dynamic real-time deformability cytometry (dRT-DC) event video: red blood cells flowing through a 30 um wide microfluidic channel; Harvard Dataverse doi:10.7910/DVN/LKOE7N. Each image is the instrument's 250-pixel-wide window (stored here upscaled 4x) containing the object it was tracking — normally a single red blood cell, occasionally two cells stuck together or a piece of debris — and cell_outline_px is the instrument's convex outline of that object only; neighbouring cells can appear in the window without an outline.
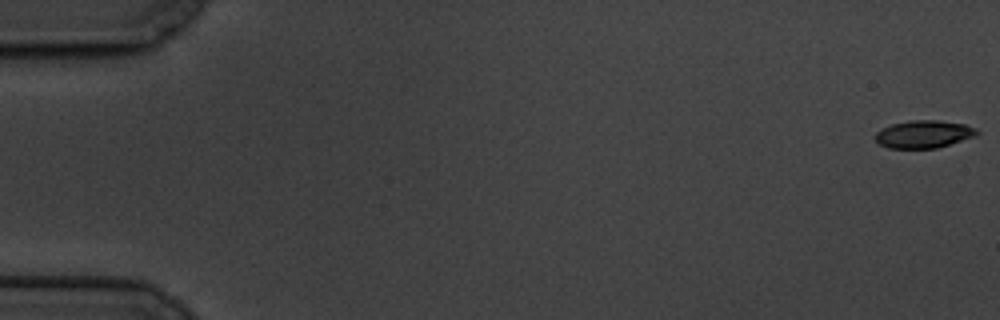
{"species": "common noctule bat (a hibernating species)", "species_latin": "Nyctalus noctula", "temperature_condition": "cold", "stored_images_in_passage": 62, "camera_frame_rate_fps": 3000, "um_per_image_px": 0.085, "animal": {"sex": "male", "body_mass_g": 19.5, "forearm_length_mm": 54.6}, "frame": {"image": 1, "passage_image": 1, "time_ms": 0.0, "image_size_px": [1000, 320], "cell_outline_px": [[980, 132], [976, 136], [936, 148], [888, 148], [880, 144], [876, 140], [876, 132], [880, 128], [892, 124], [912, 120], [940, 120], [964, 124], [976, 128]], "centroid_in_image_um": [78.53, 11.4], "position_along_channel_um": 6.5, "area_um2": 16.36}}
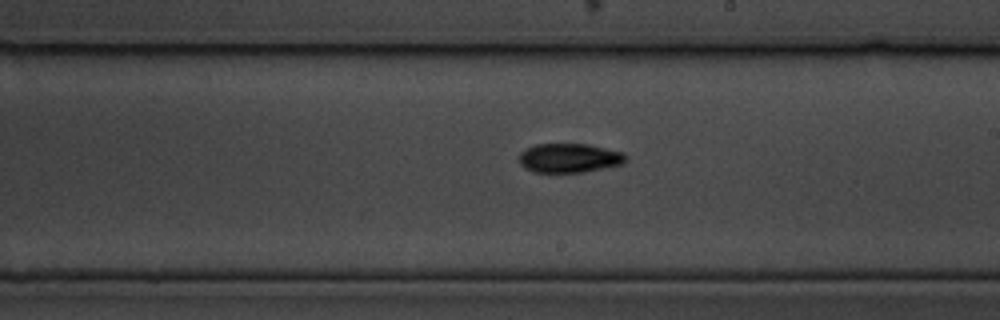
{"frame": {"image": 2, "passage_image": 36, "time_ms": 11.667, "image_size_px": [1000, 320], "cell_outline_px": [[628, 160], [620, 164], [584, 172], [532, 172], [524, 168], [520, 164], [520, 152], [536, 144], [588, 144], [624, 152], [628, 156]], "centroid_in_image_um": [48.41, 13.43], "position_along_channel_um": 240.6, "area_um2": 18.15}}
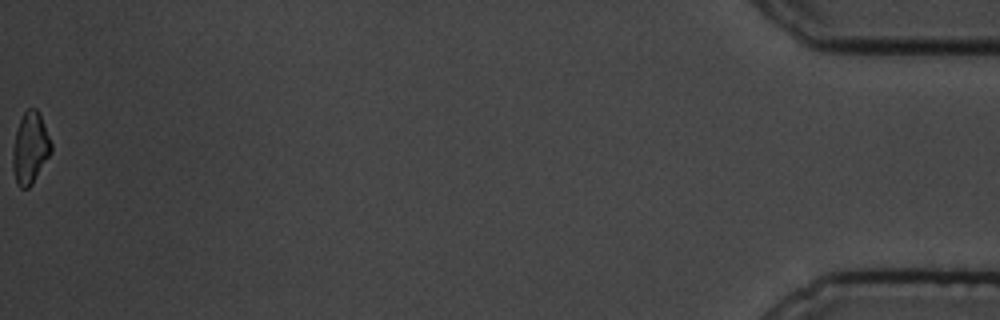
{"frame": {"image": 3, "passage_image": 62, "time_ms": 20.333, "image_size_px": [1000, 320], "cell_outline_px": [[52, 152], [32, 184], [28, 188], [20, 188], [16, 184], [12, 168], [12, 148], [16, 132], [20, 120], [24, 112], [28, 108], [36, 108], [40, 112], [52, 144]], "centroid_in_image_um": [2.56, 12.59], "position_along_channel_um": 432.6, "area_um2": 16.24}, "authors_computed_cell_mechanics": {"area_um2": 17.1666, "velocity_mm_per_s": 3.317, "shape_relaxation_time_tau1_ms": 4.9964, "shape_relaxation_time_tau2_ms": 5.8005, "deformation_change_tau1": 0.1493, "deformation_change_tau2": 0.1103}}